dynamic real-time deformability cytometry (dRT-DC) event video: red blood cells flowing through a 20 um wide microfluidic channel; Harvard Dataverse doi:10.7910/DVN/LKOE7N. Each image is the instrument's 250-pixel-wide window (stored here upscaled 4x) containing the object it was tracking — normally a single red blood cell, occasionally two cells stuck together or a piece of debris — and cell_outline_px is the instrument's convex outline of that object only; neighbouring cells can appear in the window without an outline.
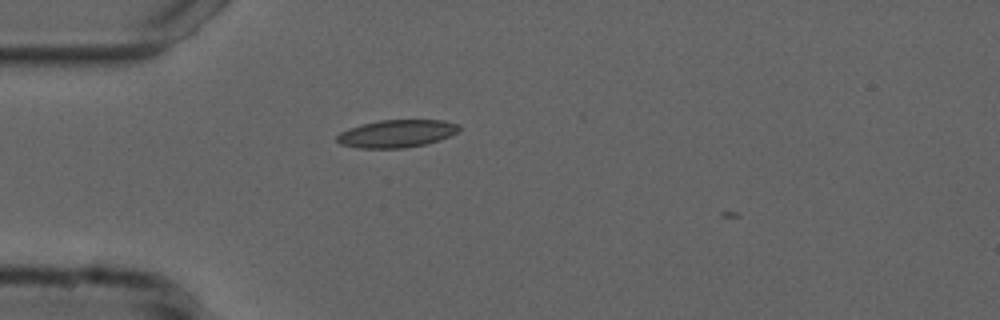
{"species": "common noctule bat (a hibernating species)", "species_latin": "Nyctalus noctula", "temperature_condition": "cold", "stored_images_in_passage": 4, "camera_frame_rate_fps": 3000, "um_per_image_px": 0.085, "animal": {"sex": "male", "forearm_length_mm": 52.5}, "frame": {"image": 1, "passage_image": 2, "time_ms": 0.333, "image_size_px": [1000, 320], "cell_outline_px": [[460, 128], [456, 132], [440, 140], [424, 144], [404, 148], [360, 148], [340, 144], [336, 140], [336, 136], [340, 132], [364, 124], [380, 120], [444, 120], [460, 124]], "centroid_in_image_um": [33.73, 11.35], "position_along_channel_um": 51.3, "area_um2": 19.48}}